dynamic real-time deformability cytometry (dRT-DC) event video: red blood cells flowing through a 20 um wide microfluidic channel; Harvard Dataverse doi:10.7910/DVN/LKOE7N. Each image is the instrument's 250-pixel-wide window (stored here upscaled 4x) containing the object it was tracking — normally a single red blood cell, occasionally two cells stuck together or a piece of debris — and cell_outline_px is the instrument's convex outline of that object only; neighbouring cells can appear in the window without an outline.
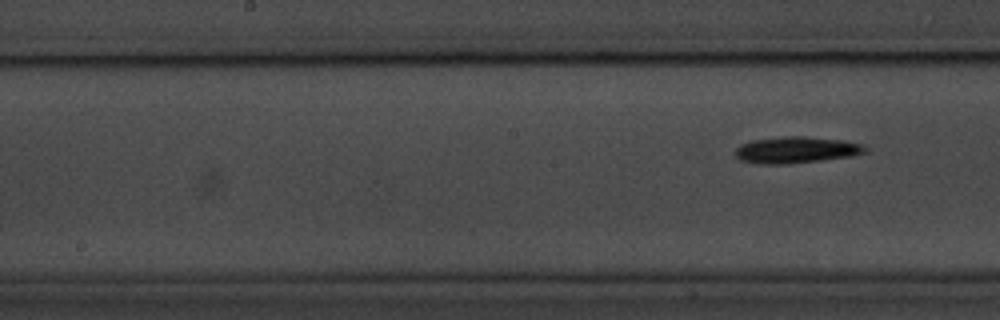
{"species": "common noctule bat (a hibernating species)", "species_latin": "Nyctalus noctula", "temperature_condition": "room temperature", "stored_images_in_passage": 9, "segment_of_instrument_passage": [2, 2], "camera_frame_rate_fps": 3000, "um_per_image_px": 0.085, "animal": {"sex": "male", "body_mass_g": 20.1, "forearm_length_mm": 53.5}, "frame": {"image": 1, "passage_image": 9, "time_ms": 10.0, "image_size_px": [1000, 320], "cell_outline_px": [[868, 148], [864, 152], [848, 156], [820, 160], [788, 164], [756, 164], [740, 160], [736, 156], [736, 148], [740, 144], [752, 140], [784, 136], [800, 136], [840, 140], [864, 144]], "centroid_in_image_um": [67.62, 12.74], "position_along_channel_um": 180.6, "area_um2": 19.88}}